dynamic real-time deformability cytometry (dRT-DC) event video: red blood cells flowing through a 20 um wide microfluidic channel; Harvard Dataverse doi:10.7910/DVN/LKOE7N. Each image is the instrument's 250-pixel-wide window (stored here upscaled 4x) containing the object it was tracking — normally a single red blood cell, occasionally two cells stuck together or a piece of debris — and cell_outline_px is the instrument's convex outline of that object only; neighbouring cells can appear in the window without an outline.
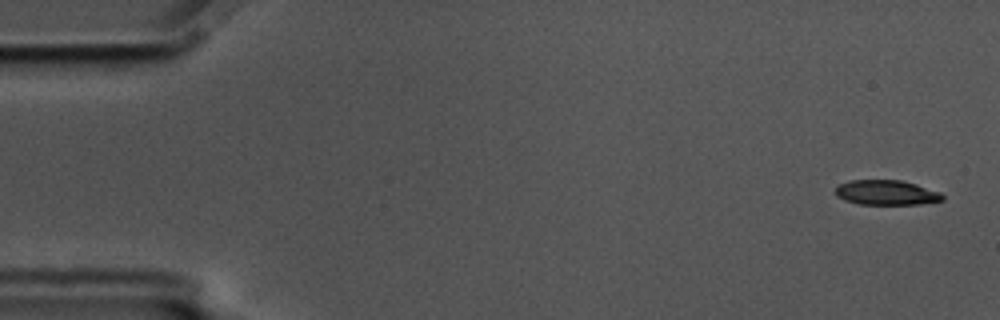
{"species": "common noctule bat (a hibernating species)", "species_latin": "Nyctalus noctula", "temperature_condition": "cold", "stored_images_in_passage": 58, "camera_frame_rate_fps": 3000, "um_per_image_px": 0.085, "animal": {"sex": "male", "body_mass_g": 17.5, "forearm_length_mm": 52.3}, "frame": {"image": 1, "passage_image": 2, "time_ms": 0.333, "image_size_px": [1000, 320], "cell_outline_px": [[944, 200], [920, 204], [860, 204], [844, 200], [836, 196], [836, 188], [840, 184], [848, 180], [900, 180], [916, 184], [940, 192], [944, 196]], "centroid_in_image_um": [75.34, 16.37], "position_along_channel_um": 9.7, "area_um2": 15.49}}
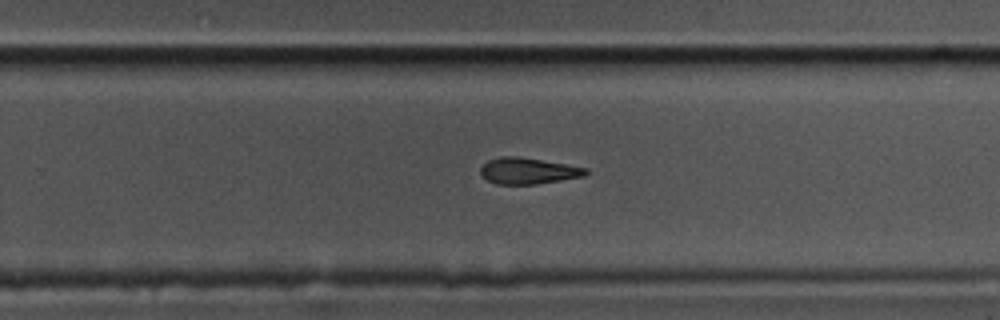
{"frame": {"image": 2, "passage_image": 37, "time_ms": 12.0, "image_size_px": [1000, 320], "cell_outline_px": [[588, 172], [584, 176], [536, 184], [496, 184], [488, 180], [480, 172], [480, 168], [488, 160], [500, 156], [516, 156], [588, 168]], "centroid_in_image_um": [44.87, 14.52], "position_along_channel_um": 284.9, "area_um2": 15.84}}
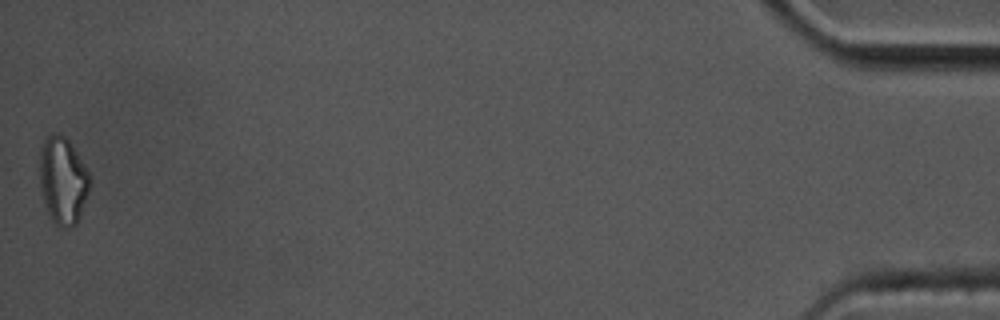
{"frame": {"image": 3, "passage_image": 58, "time_ms": 19.0, "image_size_px": [1000, 320], "cell_outline_px": [[92, 180], [88, 192], [76, 224], [72, 228], [60, 228], [52, 220], [48, 212], [40, 188], [40, 148], [44, 140], [52, 132], [60, 132], [72, 144], [88, 172]], "centroid_in_image_um": [5.34, 15.32], "position_along_channel_um": 429.9, "area_um2": 25.49}, "authors_computed_cell_mechanics": {"area_um2": 17.1666, "velocity_mm_per_s": 3.4517, "shape_relaxation_time_tau1_ms": 4.4153, "shape_relaxation_time_tau2_ms": 6.8779, "deformation_change_tau1": 0.132, "deformation_change_tau2": 0.1694}}